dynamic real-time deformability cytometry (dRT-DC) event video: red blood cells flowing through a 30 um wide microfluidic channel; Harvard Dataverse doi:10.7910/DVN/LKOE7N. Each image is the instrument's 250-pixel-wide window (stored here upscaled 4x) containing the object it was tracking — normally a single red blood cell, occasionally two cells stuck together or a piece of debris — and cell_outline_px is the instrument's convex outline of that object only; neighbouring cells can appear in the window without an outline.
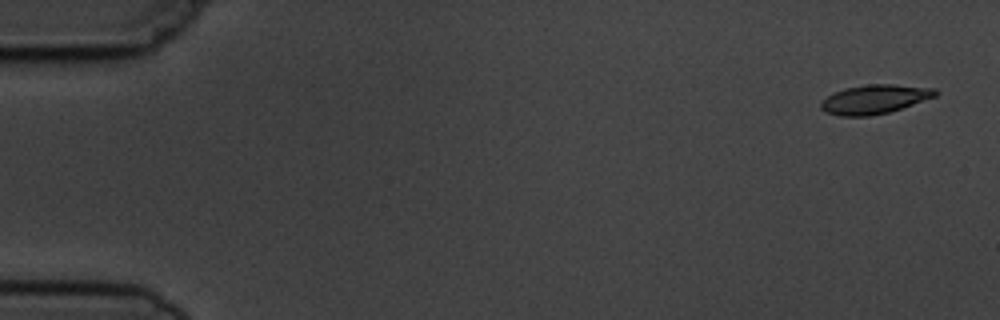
{"species": "common noctule bat (a hibernating species)", "species_latin": "Nyctalus noctula", "temperature_condition": "cold", "stored_images_in_passage": 5, "camera_frame_rate_fps": 3000, "um_per_image_px": 0.085, "animal": {"sex": "male", "body_mass_g": 19.5, "forearm_length_mm": 54.6}, "frame": {"image": 1, "passage_image": 1, "time_ms": 0.0, "image_size_px": [1000, 320], "cell_outline_px": [[940, 92], [936, 96], [888, 112], [868, 116], [840, 116], [824, 112], [820, 108], [820, 100], [832, 92], [844, 88], [868, 84], [892, 84], [936, 88]], "centroid_in_image_um": [74.28, 8.42], "position_along_channel_um": 10.7, "area_um2": 19.54}}
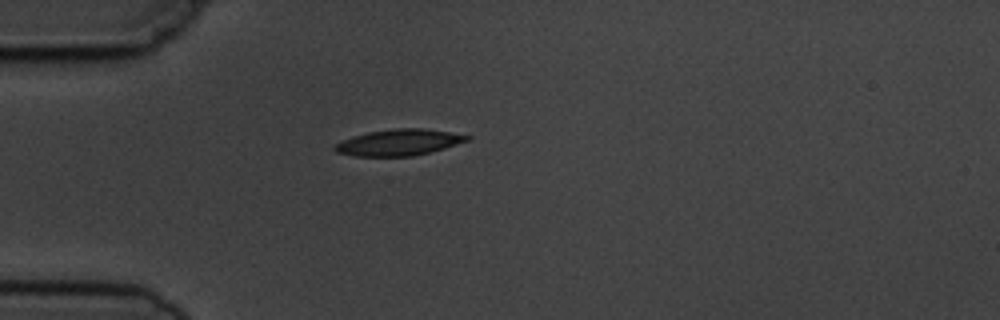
{"frame": {"image": 2, "passage_image": 4, "time_ms": 4.333, "image_size_px": [1000, 320], "cell_outline_px": [[472, 136], [468, 140], [444, 148], [412, 156], [356, 156], [336, 152], [332, 148], [340, 140], [352, 136], [368, 132], [396, 128], [424, 128]], "centroid_in_image_um": [33.85, 12.1], "position_along_channel_um": 51.1, "area_um2": 20.06}}